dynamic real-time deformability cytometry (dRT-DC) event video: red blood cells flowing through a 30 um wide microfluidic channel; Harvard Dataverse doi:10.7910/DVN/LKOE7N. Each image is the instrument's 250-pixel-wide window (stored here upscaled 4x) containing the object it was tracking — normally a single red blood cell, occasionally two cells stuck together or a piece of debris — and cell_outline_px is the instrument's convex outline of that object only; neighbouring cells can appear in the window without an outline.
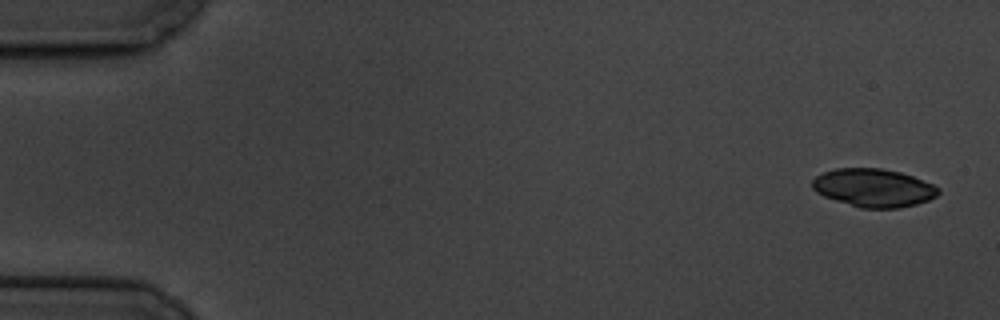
{"species": "common noctule bat (a hibernating species)", "species_latin": "Nyctalus noctula", "temperature_condition": "cold", "stored_images_in_passage": 6, "camera_frame_rate_fps": 3000, "um_per_image_px": 0.085, "animal": {"sex": "male", "body_mass_g": 19.5, "forearm_length_mm": 54.6}, "frame": {"image": 1, "passage_image": 1, "time_ms": 0.0, "image_size_px": [1000, 320], "cell_outline_px": [[940, 192], [936, 196], [928, 200], [916, 204], [900, 208], [860, 208], [824, 196], [816, 192], [812, 188], [812, 180], [816, 176], [824, 172], [836, 168], [880, 168], [900, 172], [912, 176], [932, 184], [940, 188]], "centroid_in_image_um": [74.25, 15.96], "position_along_channel_um": 10.8, "area_um2": 27.98}}
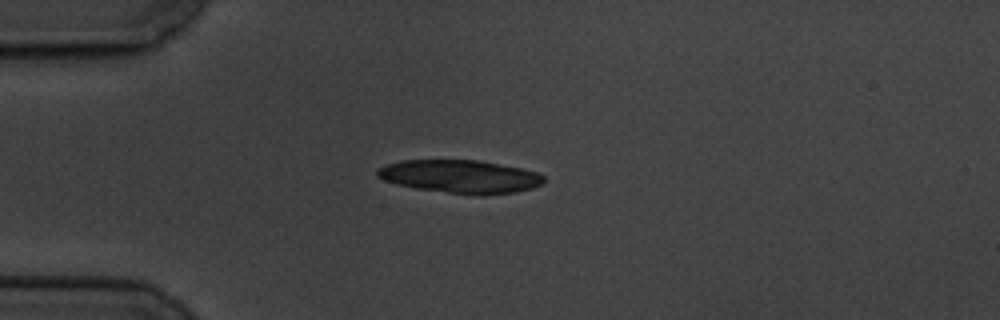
{"frame": {"image": 2, "passage_image": 5, "time_ms": 4.333, "image_size_px": [1000, 320], "cell_outline_px": [[544, 180], [540, 184], [532, 188], [516, 192], [448, 192], [416, 188], [396, 184], [384, 180], [376, 176], [376, 168], [400, 160], [476, 160], [520, 168], [536, 172], [544, 176]], "centroid_in_image_um": [39.03, 14.96], "position_along_channel_um": 46.0, "area_um2": 31.04}}